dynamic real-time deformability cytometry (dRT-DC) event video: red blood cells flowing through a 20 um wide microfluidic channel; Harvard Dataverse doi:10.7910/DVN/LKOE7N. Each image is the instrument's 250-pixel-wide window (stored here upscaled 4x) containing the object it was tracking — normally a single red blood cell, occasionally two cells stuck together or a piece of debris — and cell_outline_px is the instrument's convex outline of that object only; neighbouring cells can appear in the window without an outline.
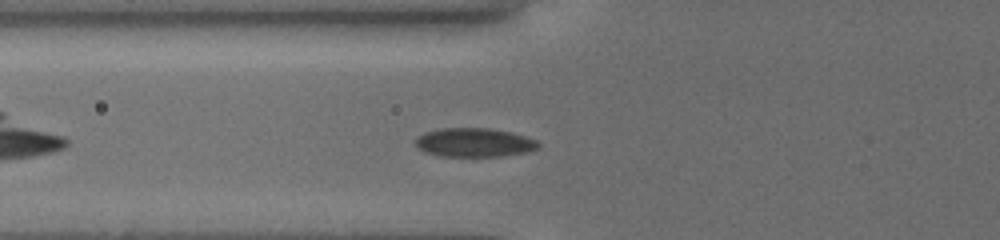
{"species": "common noctule bat (a hibernating species)", "species_latin": "Nyctalus noctula", "temperature_condition": "cold", "stored_images_in_passage": 27, "camera_frame_rate_fps": 3000, "um_per_image_px": 0.085, "animal": {"sex": "female", "body_mass_g": 19.5, "forearm_length_mm": 54.1}, "frame": {"image": 1, "passage_image": 5, "time_ms": 1.667, "image_size_px": [1000, 240], "cell_outline_px": [[540, 148], [528, 152], [504, 156], [440, 156], [416, 148], [416, 136], [424, 132], [440, 128], [488, 128], [512, 132], [536, 140], [540, 144]], "centroid_in_image_um": [40.32, 12.11], "position_along_channel_um": 85.5, "area_um2": 20.81}}
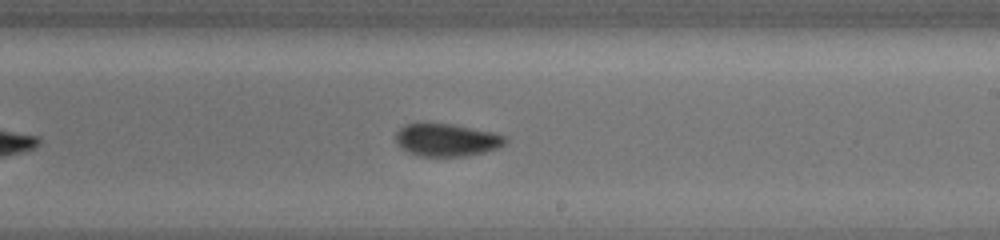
{"frame": {"image": 2, "passage_image": 16, "time_ms": 6.0, "image_size_px": [1000, 240], "cell_outline_px": [[508, 140], [504, 144], [496, 148], [484, 152], [468, 156], [420, 156], [408, 152], [396, 140], [396, 132], [404, 124], [452, 124], [496, 132], [508, 136]], "centroid_in_image_um": [38.04, 11.89], "position_along_channel_um": 251.0, "area_um2": 20.75}}
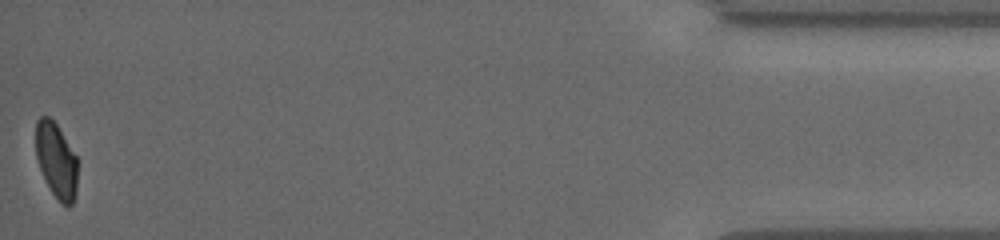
{"frame": {"image": 3, "passage_image": 27, "time_ms": 12.667, "image_size_px": [1000, 240], "cell_outline_px": [[76, 192], [72, 204], [68, 208], [52, 192], [40, 168], [36, 156], [36, 120], [40, 116], [48, 116], [56, 124], [76, 156]], "centroid_in_image_um": [4.77, 13.61], "position_along_channel_um": 430.4, "area_um2": 17.8}, "authors_computed_cell_mechanics": {"area_um2": 20.808, "velocity_mm_per_s": 3.8219, "shape_relaxation_time_tau1_ms": 4.8909, "shape_relaxation_time_tau2_ms": 1.2663, "deformation_change_tau1": 0.1211, "deformation_change_tau2": 0.0448}}